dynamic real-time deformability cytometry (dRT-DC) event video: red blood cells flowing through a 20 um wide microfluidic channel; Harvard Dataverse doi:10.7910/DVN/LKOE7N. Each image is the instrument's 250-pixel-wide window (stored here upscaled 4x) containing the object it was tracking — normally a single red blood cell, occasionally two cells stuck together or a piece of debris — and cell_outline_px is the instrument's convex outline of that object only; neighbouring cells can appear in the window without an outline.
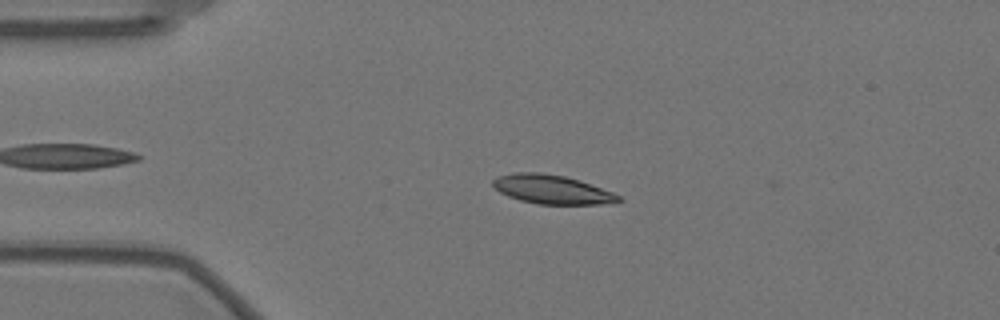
{"species": "Egyptian fruit bat (a non-hibernating species)", "species_latin": "Rousettus aegyptiacus", "temperature_condition": "warm", "stored_images_in_passage": 54, "camera_frame_rate_fps": 3000, "um_per_image_px": 0.085, "animal": {"sex": "female"}, "frame": {"image": 1, "passage_image": 12, "time_ms": 3.667, "image_size_px": [1000, 320], "cell_outline_px": [[624, 200], [616, 204], [536, 204], [520, 200], [508, 196], [500, 192], [492, 184], [492, 180], [496, 176], [516, 172], [540, 172], [564, 176], [580, 180], [612, 192], [620, 196]], "centroid_in_image_um": [46.94, 16.1], "position_along_channel_um": 38.1, "area_um2": 21.39}}
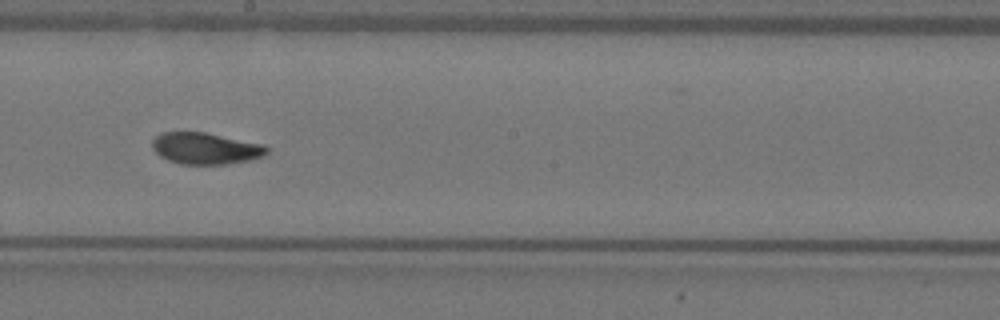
{"frame": {"image": 2, "passage_image": 31, "time_ms": 10.0, "image_size_px": [1000, 320], "cell_outline_px": [[268, 152], [264, 156], [248, 160], [228, 164], [180, 164], [168, 160], [160, 156], [152, 148], [152, 140], [160, 132], [204, 132], [264, 144], [268, 148]], "centroid_in_image_um": [17.46, 12.61], "position_along_channel_um": 230.7, "area_um2": 21.1}}
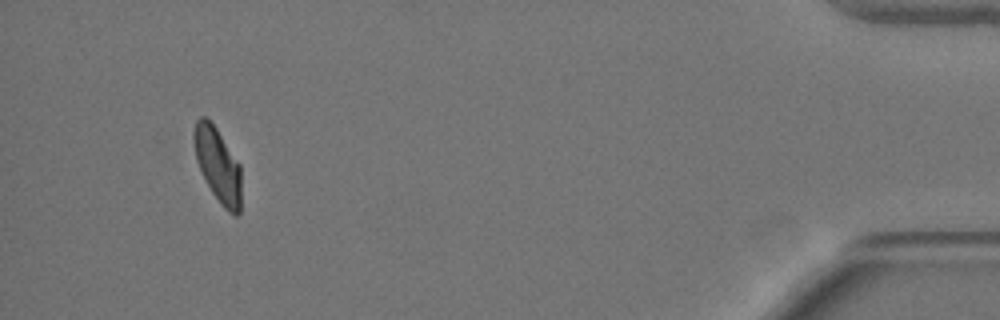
{"frame": {"image": 3, "passage_image": 53, "time_ms": 17.333, "image_size_px": [1000, 320], "cell_outline_px": [[240, 212], [236, 216], [228, 212], [224, 208], [212, 192], [200, 172], [196, 160], [192, 140], [192, 132], [196, 120], [200, 116], [204, 116], [216, 128], [240, 164]], "centroid_in_image_um": [18.48, 14.01], "position_along_channel_um": 416.7, "area_um2": 20.58}}